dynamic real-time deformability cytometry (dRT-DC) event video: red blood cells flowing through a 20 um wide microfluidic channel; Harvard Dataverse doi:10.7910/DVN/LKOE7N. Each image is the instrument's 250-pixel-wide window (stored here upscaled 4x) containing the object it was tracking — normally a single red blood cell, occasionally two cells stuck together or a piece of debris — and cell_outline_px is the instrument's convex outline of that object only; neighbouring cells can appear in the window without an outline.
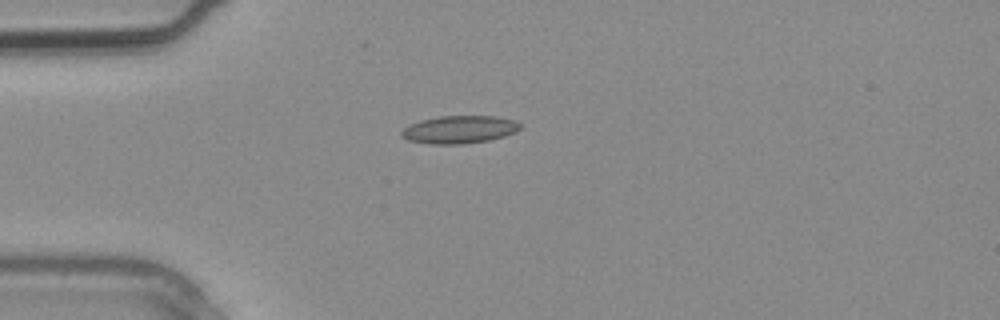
{"species": "common noctule bat (a hibernating species)", "species_latin": "Nyctalus noctula", "temperature_condition": "warm", "stored_images_in_passage": 2, "camera_frame_rate_fps": 3000, "um_per_image_px": 0.085, "animal": {"sex": "male", "body_mass_g": 20.4}, "frame": {"image": 1, "passage_image": 2, "time_ms": 0.333, "image_size_px": [1000, 320], "cell_outline_px": [[520, 128], [516, 132], [504, 136], [488, 140], [460, 144], [432, 144], [408, 140], [400, 136], [400, 132], [408, 124], [420, 120], [440, 116], [496, 116], [516, 120], [520, 124]], "centroid_in_image_um": [39.03, 11.0], "position_along_channel_um": 46.0, "area_um2": 19.25}}